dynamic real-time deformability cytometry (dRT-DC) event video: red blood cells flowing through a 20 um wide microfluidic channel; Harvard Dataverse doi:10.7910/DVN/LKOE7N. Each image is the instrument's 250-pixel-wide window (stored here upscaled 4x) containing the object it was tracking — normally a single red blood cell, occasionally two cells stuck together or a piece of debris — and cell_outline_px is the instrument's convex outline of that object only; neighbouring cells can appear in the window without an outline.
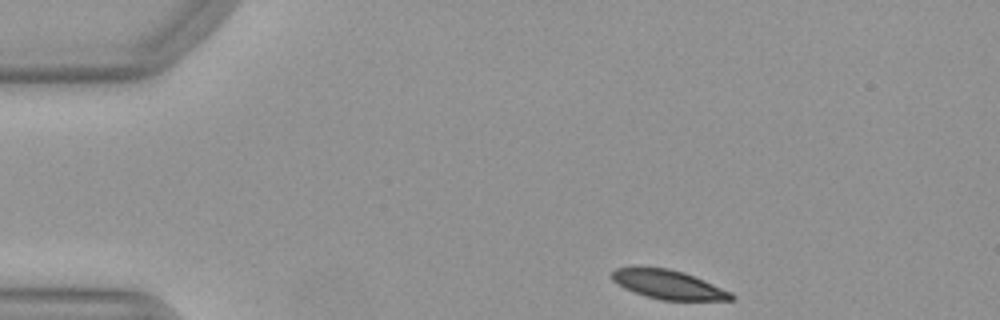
{"species": "Egyptian fruit bat (a non-hibernating species)", "species_latin": "Rousettus aegyptiacus", "temperature_condition": "warm", "stored_images_in_passage": 36, "camera_frame_rate_fps": 3000, "um_per_image_px": 0.085, "animal": {"sex": "female"}, "frame": {"image": 1, "passage_image": 1, "time_ms": 0.0, "image_size_px": [1000, 320], "cell_outline_px": [[736, 296], [732, 300], [660, 300], [624, 288], [612, 280], [612, 272], [616, 268], [668, 268], [684, 272], [704, 280], [732, 292]], "centroid_in_image_um": [56.86, 24.2], "position_along_channel_um": 28.1, "area_um2": 19.83}}
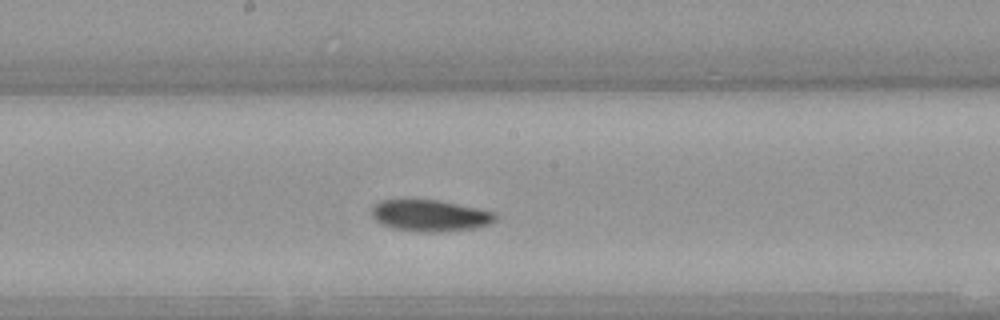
{"frame": {"image": 2, "passage_image": 20, "time_ms": 6.333, "image_size_px": [1000, 320], "cell_outline_px": [[496, 220], [492, 224], [476, 228], [440, 232], [420, 232], [392, 228], [380, 224], [372, 216], [372, 204], [380, 200], [436, 200], [496, 212]], "centroid_in_image_um": [36.55, 18.34], "position_along_channel_um": 211.7, "area_um2": 22.83}}
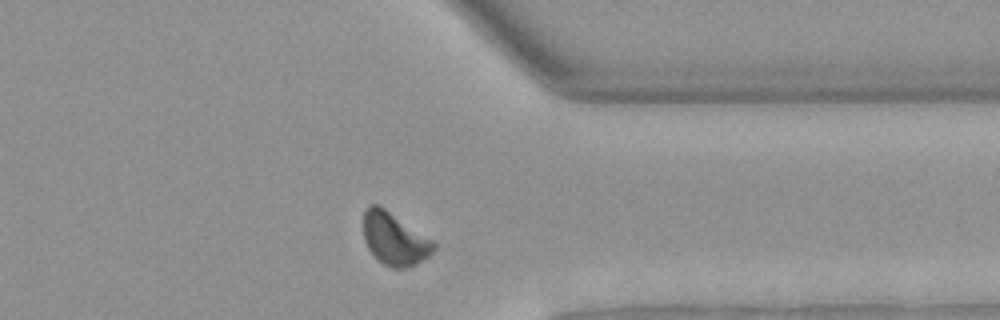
{"frame": {"image": 3, "passage_image": 33, "time_ms": 10.667, "image_size_px": [1000, 320], "cell_outline_px": [[436, 248], [428, 256], [416, 264], [408, 268], [392, 268], [384, 264], [368, 248], [364, 240], [364, 208], [368, 204], [376, 204], [384, 208], [432, 240], [436, 244]], "centroid_in_image_um": [33.52, 20.3], "position_along_channel_um": 377.9, "area_um2": 21.15}, "authors_computed_cell_mechanics": {"area_um2": 22.3686, "velocity_mm_per_s": 3.9624, "shape_relaxation_time_tau1_ms": 3.5739, "shape_relaxation_time_tau2_ms": null, "deformation_change_tau1": 0.1146, "deformation_change_tau2": null}}